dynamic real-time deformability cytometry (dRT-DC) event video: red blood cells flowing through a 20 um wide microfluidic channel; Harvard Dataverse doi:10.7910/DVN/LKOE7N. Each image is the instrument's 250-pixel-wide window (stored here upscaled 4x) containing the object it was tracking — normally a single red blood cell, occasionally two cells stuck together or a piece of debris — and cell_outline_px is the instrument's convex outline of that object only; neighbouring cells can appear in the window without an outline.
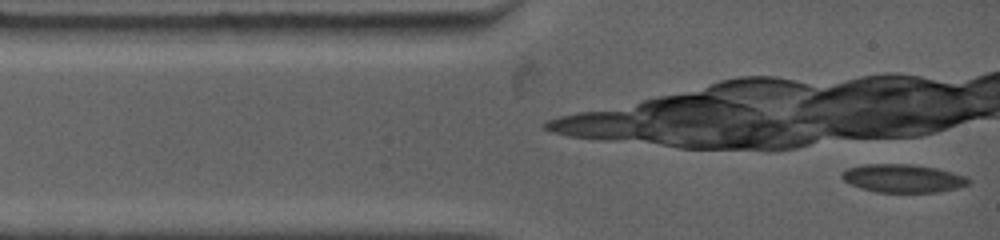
{"species": "common noctule bat (a hibernating species)", "species_latin": "Nyctalus noctula", "temperature_condition": "warm", "stored_images_in_passage": 2, "camera_frame_rate_fps": 4500, "um_per_image_px": 0.085, "animal": {"sex": "female", "body_mass_g": 19.0, "forearm_length_mm": 53.3}, "frame": {"image": 1, "passage_image": 1, "time_ms": 0.0, "image_size_px": [1000, 240], "cell_outline_px": [[972, 180], [968, 184], [956, 188], [936, 192], [876, 192], [860, 188], [844, 180], [840, 176], [848, 168], [864, 164], [912, 164], [936, 168], [968, 176]], "centroid_in_image_um": [76.78, 15.15], "position_along_channel_um": 8.2, "area_um2": 20.75}}